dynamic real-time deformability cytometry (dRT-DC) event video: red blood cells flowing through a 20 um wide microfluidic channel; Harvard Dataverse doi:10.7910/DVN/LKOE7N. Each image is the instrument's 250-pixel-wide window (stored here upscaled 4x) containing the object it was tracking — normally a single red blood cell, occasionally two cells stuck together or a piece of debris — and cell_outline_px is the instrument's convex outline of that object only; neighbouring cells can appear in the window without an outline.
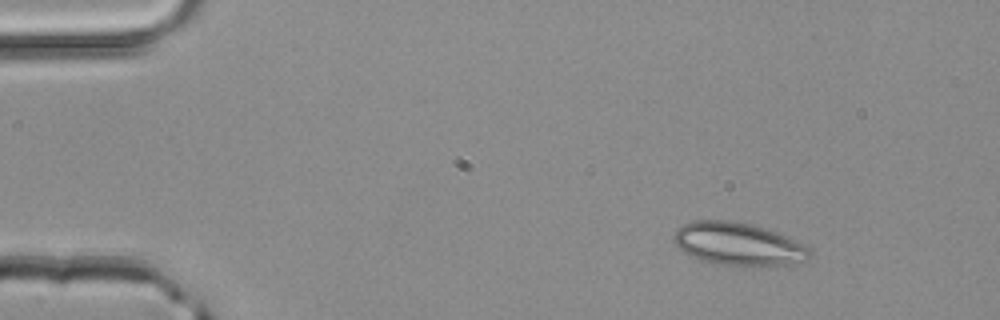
{"species": "common noctule bat (a hibernating species)", "species_latin": "Nyctalus noctula", "temperature_condition": "room temperature", "stored_images_in_passage": 2, "camera_frame_rate_fps": 3000, "um_per_image_px": 0.085, "animal": {"sex": "male", "body_mass_g": 20.4}, "frame": {"image": 1, "passage_image": 1, "time_ms": 0.0, "image_size_px": [1000, 320], "cell_outline_px": [[812, 252], [804, 260], [784, 264], [760, 268], [724, 264], [704, 260], [684, 252], [676, 244], [672, 236], [676, 228], [680, 224], [692, 220], [732, 220], [752, 224], [776, 232], [804, 244]], "centroid_in_image_um": [62.72, 20.72], "position_along_channel_um": 22.3, "area_um2": 33.93}}